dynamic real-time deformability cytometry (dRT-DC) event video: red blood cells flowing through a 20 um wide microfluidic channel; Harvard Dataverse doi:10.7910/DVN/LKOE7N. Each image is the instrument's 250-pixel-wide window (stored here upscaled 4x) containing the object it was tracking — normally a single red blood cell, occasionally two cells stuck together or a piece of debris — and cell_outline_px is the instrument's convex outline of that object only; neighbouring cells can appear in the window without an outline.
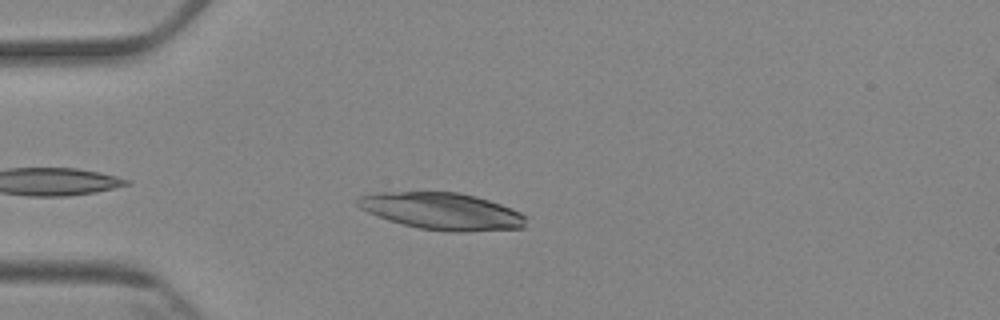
{"species": "Egyptian fruit bat (a non-hibernating species)", "species_latin": "Rousettus aegyptiacus", "temperature_condition": "cold", "stored_images_in_passage": 7, "camera_frame_rate_fps": 3000, "um_per_image_px": 0.085, "animal": {"sex": "female"}, "frame": {"image": 1, "passage_image": 5, "time_ms": 4.667, "image_size_px": [1000, 320], "cell_outline_px": [[524, 228], [468, 232], [448, 232], [420, 228], [388, 220], [368, 212], [360, 208], [356, 204], [356, 200], [360, 196], [376, 192], [460, 192], [476, 196], [512, 208], [520, 212], [524, 216]], "centroid_in_image_um": [37.56, 17.95], "position_along_channel_um": 47.4, "area_um2": 36.24}}
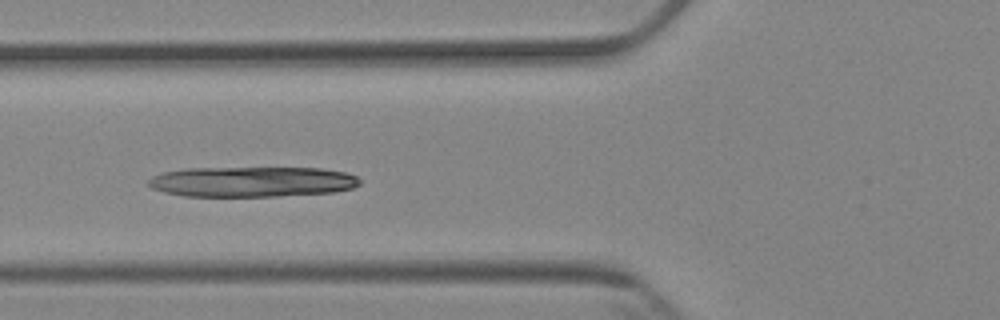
{"frame": {"image": 2, "passage_image": 7, "time_ms": 6.667, "image_size_px": [1000, 320], "cell_outline_px": [[360, 184], [352, 188], [332, 192], [276, 196], [184, 196], [164, 192], [152, 188], [148, 184], [148, 180], [152, 176], [164, 172], [184, 168], [324, 168], [348, 172], [356, 176], [360, 180]], "centroid_in_image_um": [21.43, 15.44], "position_along_channel_um": 104.4, "area_um2": 37.45}}